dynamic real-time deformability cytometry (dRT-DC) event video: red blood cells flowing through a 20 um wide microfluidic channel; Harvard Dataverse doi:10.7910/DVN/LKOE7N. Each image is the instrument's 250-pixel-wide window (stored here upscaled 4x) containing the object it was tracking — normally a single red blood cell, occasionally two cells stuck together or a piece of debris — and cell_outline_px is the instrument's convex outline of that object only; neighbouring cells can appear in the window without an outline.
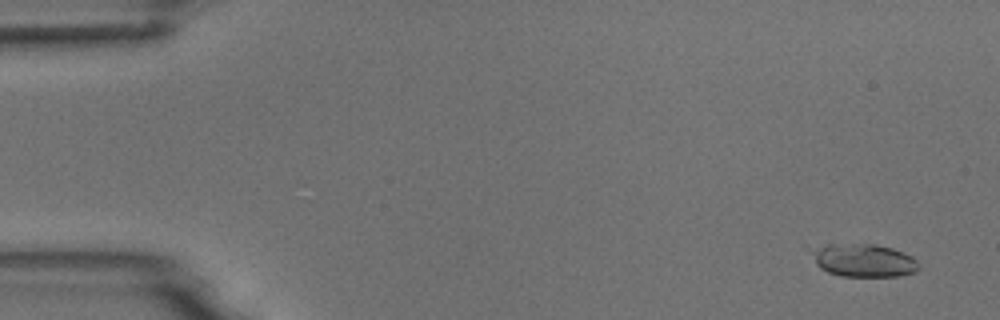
{"species": "common noctule bat (a hibernating species)", "species_latin": "Nyctalus noctula", "temperature_condition": "room temperature", "stored_images_in_passage": 6, "camera_frame_rate_fps": 3000, "um_per_image_px": 0.085, "animal": {"sex": "male", "body_mass_g": 18.8}, "frame": {"image": 1, "passage_image": 1, "time_ms": 0.0, "image_size_px": [1000, 320], "cell_outline_px": [[920, 268], [916, 272], [900, 276], [840, 276], [828, 272], [820, 268], [816, 264], [804, 248], [832, 240], [876, 244], [892, 248], [904, 252], [912, 256], [920, 264]], "centroid_in_image_um": [73.25, 22.05], "position_along_channel_um": 11.8, "area_um2": 22.25}}